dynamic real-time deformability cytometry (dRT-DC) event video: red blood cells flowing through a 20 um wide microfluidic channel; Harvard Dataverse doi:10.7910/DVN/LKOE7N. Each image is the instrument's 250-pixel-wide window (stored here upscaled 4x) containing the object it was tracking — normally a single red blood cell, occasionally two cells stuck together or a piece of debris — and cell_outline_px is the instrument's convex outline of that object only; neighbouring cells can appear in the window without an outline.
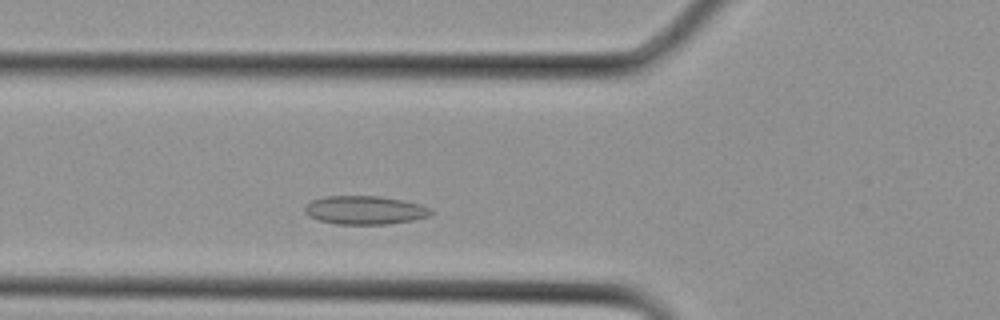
{"species": "Egyptian fruit bat (a non-hibernating species)", "species_latin": "Rousettus aegyptiacus", "temperature_condition": "cold", "stored_images_in_passage": 25, "camera_frame_rate_fps": 3000, "um_per_image_px": 0.085, "animal": {"sex": "female"}, "frame": {"image": 1, "passage_image": 5, "time_ms": 1.333, "image_size_px": [1000, 320], "cell_outline_px": [[436, 212], [428, 216], [412, 220], [388, 224], [336, 224], [320, 220], [308, 216], [304, 212], [304, 208], [312, 200], [324, 196], [380, 196], [404, 200], [420, 204], [432, 208]], "centroid_in_image_um": [31.05, 17.85], "position_along_channel_um": 94.8, "area_um2": 21.1}}
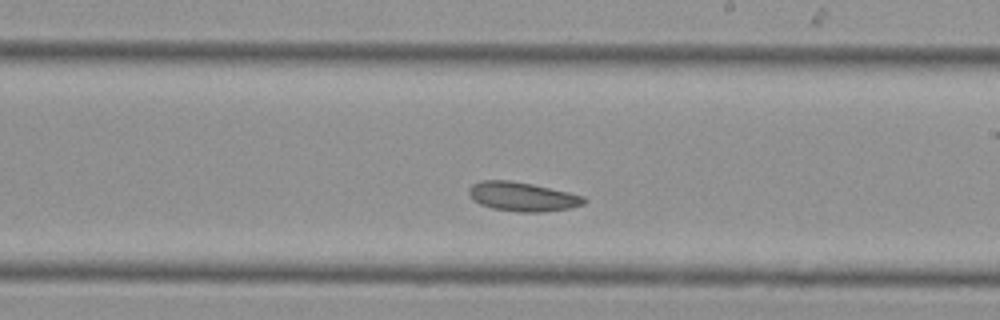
{"frame": {"image": 2, "passage_image": 12, "time_ms": 3.667, "image_size_px": [1000, 320], "cell_outline_px": [[588, 200], [584, 204], [572, 208], [540, 212], [520, 212], [492, 208], [480, 204], [472, 200], [468, 192], [468, 188], [472, 184], [480, 180], [512, 180], [532, 184], [568, 192], [584, 196]], "centroid_in_image_um": [44.4, 16.71], "position_along_channel_um": 244.6, "area_um2": 19.71}}
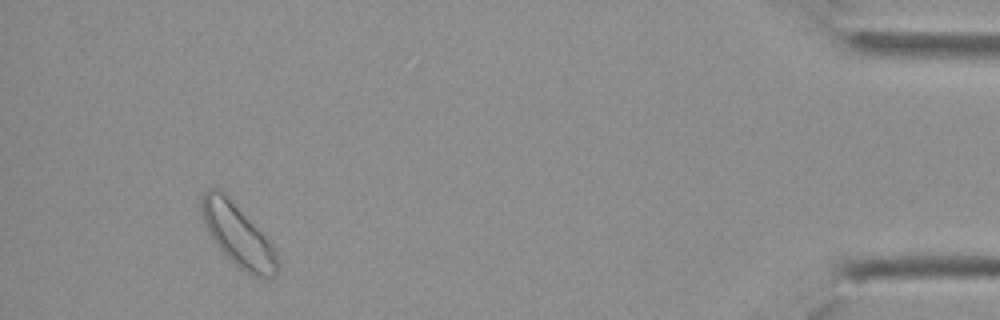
{"frame": {"image": 3, "passage_image": 23, "time_ms": 7.333, "image_size_px": [1000, 320], "cell_outline_px": [[276, 272], [272, 276], [256, 276], [240, 268], [216, 244], [208, 232], [200, 212], [200, 200], [204, 192], [208, 188], [216, 188], [224, 192], [272, 244], [276, 252]], "centroid_in_image_um": [20.15, 19.92], "position_along_channel_um": 415.0, "area_um2": 26.47}}